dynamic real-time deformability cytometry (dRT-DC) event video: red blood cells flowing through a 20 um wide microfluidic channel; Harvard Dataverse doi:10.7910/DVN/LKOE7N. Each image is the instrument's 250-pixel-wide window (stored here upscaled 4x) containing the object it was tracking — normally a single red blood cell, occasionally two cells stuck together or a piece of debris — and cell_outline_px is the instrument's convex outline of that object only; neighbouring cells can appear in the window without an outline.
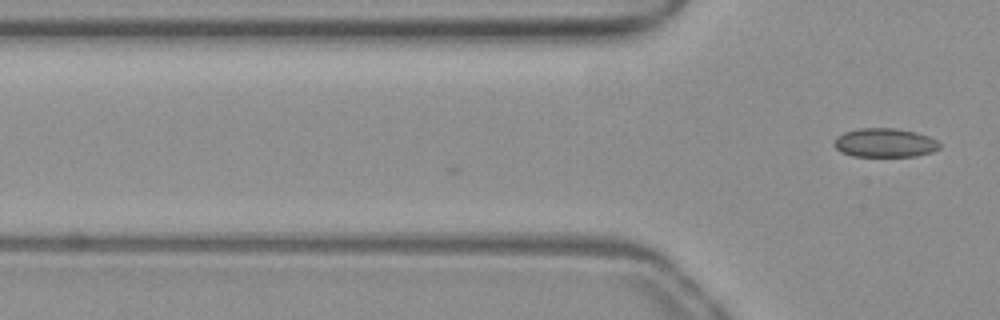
{"species": "common noctule bat (a hibernating species)", "species_latin": "Nyctalus noctula", "temperature_condition": "warm", "stored_images_in_passage": 2, "camera_frame_rate_fps": 3000, "um_per_image_px": 0.085, "animal": {"sex": "female", "body_mass_g": 19.3, "forearm_length_mm": 54.1}, "frame": {"image": 1, "passage_image": 2, "time_ms": 0.333, "image_size_px": [1000, 320], "cell_outline_px": [[940, 148], [932, 152], [916, 156], [852, 156], [840, 152], [832, 144], [836, 136], [844, 132], [860, 128], [896, 128], [916, 132], [928, 136], [936, 140], [940, 144]], "centroid_in_image_um": [75.18, 12.13], "position_along_channel_um": 50.6, "area_um2": 17.92}}